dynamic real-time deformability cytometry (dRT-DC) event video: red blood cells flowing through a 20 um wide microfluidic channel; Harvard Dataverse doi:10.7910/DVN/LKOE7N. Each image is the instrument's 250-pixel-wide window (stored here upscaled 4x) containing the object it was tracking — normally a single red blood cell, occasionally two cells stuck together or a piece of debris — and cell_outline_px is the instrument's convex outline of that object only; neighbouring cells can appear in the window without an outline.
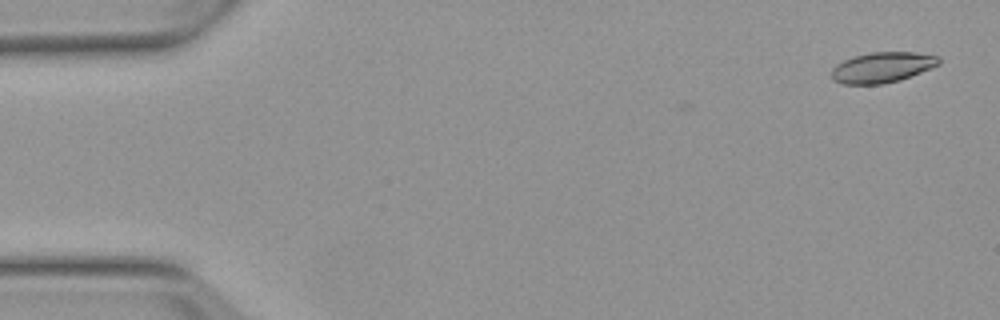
{"species": "Egyptian fruit bat (a non-hibernating species)", "species_latin": "Rousettus aegyptiacus", "temperature_condition": "warm", "stored_images_in_passage": 52, "camera_frame_rate_fps": 3000, "um_per_image_px": 0.085, "animal": {"sex": "female"}, "frame": {"image": 1, "passage_image": 1, "time_ms": 0.0, "image_size_px": [1000, 320], "cell_outline_px": [[940, 64], [900, 80], [884, 84], [844, 84], [836, 80], [832, 76], [832, 68], [836, 64], [844, 60], [856, 56], [872, 52], [916, 52], [940, 56]], "centroid_in_image_um": [75.02, 5.72], "position_along_channel_um": 10.0, "area_um2": 18.9}}
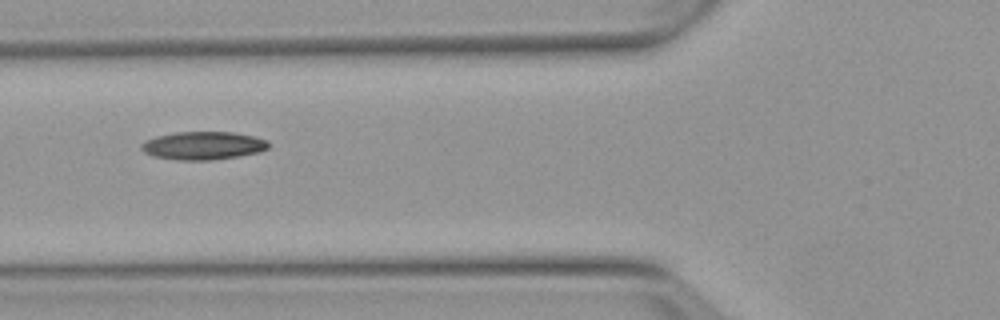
{"frame": {"image": 2, "passage_image": 19, "time_ms": 6.0, "image_size_px": [1000, 320], "cell_outline_px": [[268, 148], [260, 152], [212, 160], [176, 160], [152, 156], [144, 152], [140, 148], [140, 144], [144, 140], [156, 136], [176, 132], [232, 132], [252, 136], [264, 140], [268, 144]], "centroid_in_image_um": [17.19, 12.38], "position_along_channel_um": 108.6, "area_um2": 20.75}}
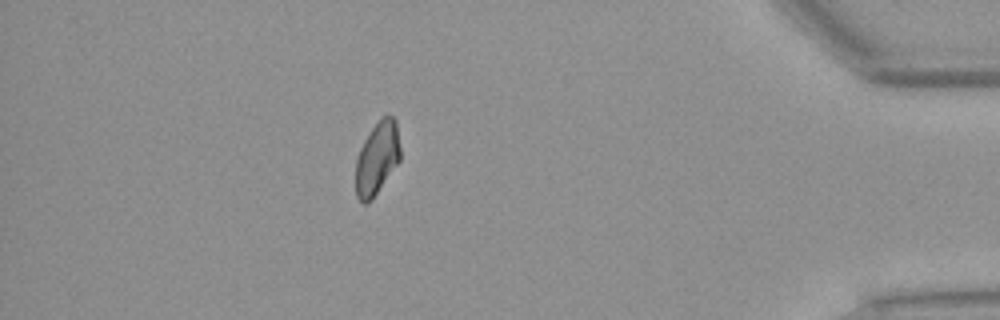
{"frame": {"image": 3, "passage_image": 46, "time_ms": 15.0, "image_size_px": [1000, 320], "cell_outline_px": [[400, 160], [372, 200], [368, 204], [360, 204], [356, 196], [356, 160], [360, 148], [364, 140], [372, 128], [388, 112], [396, 120], [400, 148]], "centroid_in_image_um": [32.05, 13.48], "position_along_channel_um": 403.2, "area_um2": 19.02}, "authors_computed_cell_mechanics": {"area_um2": 19.6231, "velocity_mm_per_s": 3.8041, "shape_relaxation_time_tau1_ms": 10.8824, "shape_relaxation_time_tau2_ms": null, "deformation_change_tau1": 0.1914, "deformation_change_tau2": null}}